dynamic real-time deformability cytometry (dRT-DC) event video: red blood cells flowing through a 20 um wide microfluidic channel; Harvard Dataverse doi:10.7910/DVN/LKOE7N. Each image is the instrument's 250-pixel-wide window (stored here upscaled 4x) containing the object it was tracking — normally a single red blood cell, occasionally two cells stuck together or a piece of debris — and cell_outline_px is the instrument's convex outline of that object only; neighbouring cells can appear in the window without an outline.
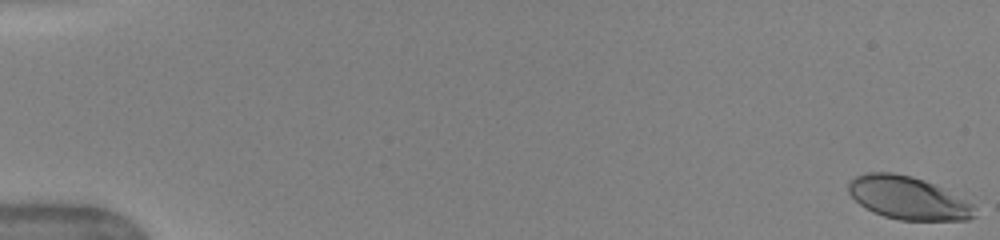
{"species": "human", "species_latin": "Homo sapiens", "temperature_condition": "warm", "stored_images_in_passage": 51, "camera_frame_rate_fps": 3000, "um_per_image_px": 0.085, "donor": {"sex": "female"}, "frame": {"image": 1, "passage_image": 1, "time_ms": 0.0, "image_size_px": [1000, 240], "cell_outline_px": [[976, 216], [968, 220], [900, 220], [884, 216], [872, 212], [860, 204], [848, 192], [848, 184], [856, 176], [868, 172], [892, 172], [912, 176], [924, 180], [972, 204]], "centroid_in_image_um": [77.14, 16.83], "position_along_channel_um": 7.9, "area_um2": 31.1}}
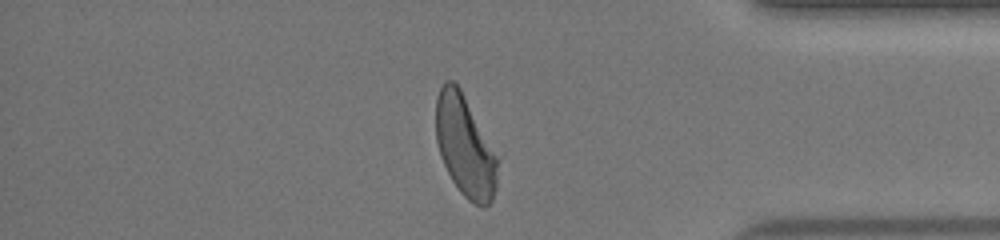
{"frame": {"image": 2, "passage_image": 44, "time_ms": 14.333, "image_size_px": [1000, 240], "cell_outline_px": [[496, 188], [492, 200], [484, 208], [468, 200], [460, 192], [452, 180], [440, 156], [436, 140], [436, 96], [444, 80], [452, 80], [460, 88], [496, 156]], "centroid_in_image_um": [39.48, 12.43], "position_along_channel_um": 395.7, "area_um2": 35.6}}
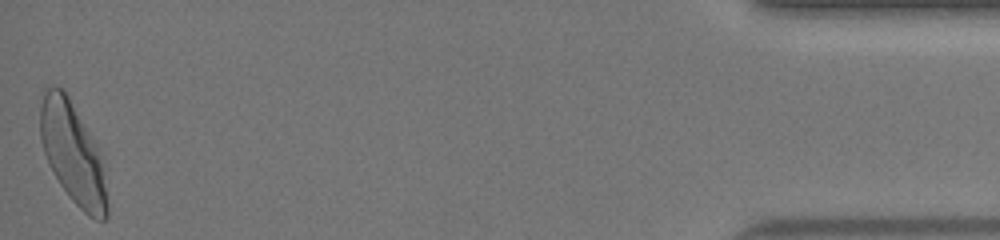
{"frame": {"image": 3, "passage_image": 51, "time_ms": 16.667, "image_size_px": [1000, 240], "cell_outline_px": [[108, 216], [104, 220], [96, 220], [88, 216], [68, 196], [60, 184], [44, 152], [40, 140], [40, 104], [44, 88], [52, 84], [60, 88], [68, 96], [96, 148], [100, 164], [108, 204]], "centroid_in_image_um": [6.13, 13.03], "position_along_channel_um": 429.1, "area_um2": 38.15}, "authors_computed_cell_mechanics": {"area_um2": 36.5296, "velocity_mm_per_s": 4.0604, "shape_relaxation_time_tau1_ms": 2.7368, "shape_relaxation_time_tau2_ms": null, "deformation_change_tau1": 0.153, "deformation_change_tau2": null}}